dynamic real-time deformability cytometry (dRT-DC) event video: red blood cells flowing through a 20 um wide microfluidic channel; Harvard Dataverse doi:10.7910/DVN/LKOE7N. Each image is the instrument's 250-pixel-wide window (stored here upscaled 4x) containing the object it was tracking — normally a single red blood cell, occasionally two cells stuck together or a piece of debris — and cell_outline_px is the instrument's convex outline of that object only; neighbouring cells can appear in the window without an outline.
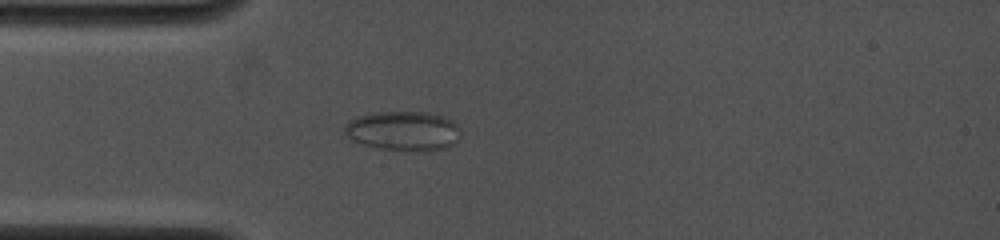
{"species": "common noctule bat (a hibernating species)", "species_latin": "Nyctalus noctula", "temperature_condition": "cold", "stored_images_in_passage": 3, "camera_frame_rate_fps": 4000, "um_per_image_px": 0.085, "animal": {"sex": "female", "body_mass_g": 19.0, "forearm_length_mm": 53.3}, "frame": {"image": 1, "passage_image": 3, "time_ms": 2.0, "image_size_px": [1000, 240], "cell_outline_px": [[460, 128], [456, 140], [452, 144], [444, 148], [416, 152], [404, 152], [380, 148], [364, 144], [352, 140], [344, 132], [344, 124], [348, 120], [356, 116], [372, 112], [428, 112], [444, 116], [452, 120]], "centroid_in_image_um": [34.24, 11.12], "position_along_channel_um": 50.8, "area_um2": 26.99}}